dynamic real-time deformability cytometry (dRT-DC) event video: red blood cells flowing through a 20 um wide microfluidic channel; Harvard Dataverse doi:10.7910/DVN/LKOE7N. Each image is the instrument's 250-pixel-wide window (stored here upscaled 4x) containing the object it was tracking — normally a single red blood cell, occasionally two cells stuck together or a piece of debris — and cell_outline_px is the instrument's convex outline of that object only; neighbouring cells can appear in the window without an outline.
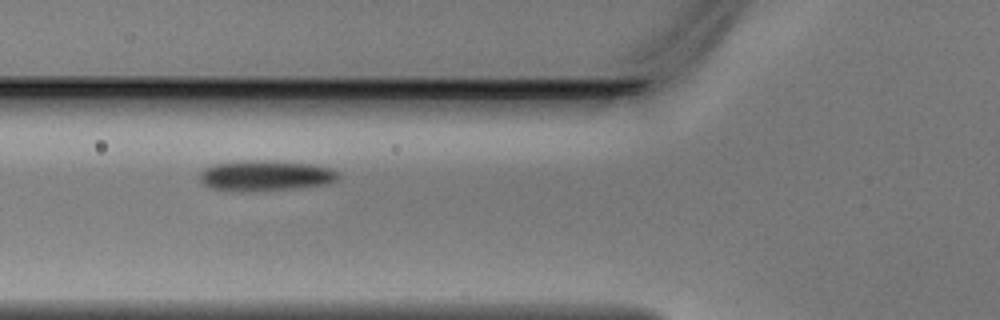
{"species": "Egyptian fruit bat (a non-hibernating species)", "species_latin": "Rousettus aegyptiacus", "temperature_condition": "warm", "stored_images_in_passage": 5, "camera_frame_rate_fps": 3000, "um_per_image_px": 0.085, "animal": {"sex": "male"}, "frame": {"image": 1, "passage_image": 3, "time_ms": 0.667, "image_size_px": [1000, 320], "cell_outline_px": [[340, 176], [336, 180], [328, 184], [300, 188], [252, 192], [240, 192], [212, 188], [204, 184], [200, 180], [200, 172], [204, 168], [212, 164], [244, 160], [264, 160], [312, 164], [328, 168], [340, 172]], "centroid_in_image_um": [22.57, 14.94], "position_along_channel_um": 103.2, "area_um2": 25.09}}
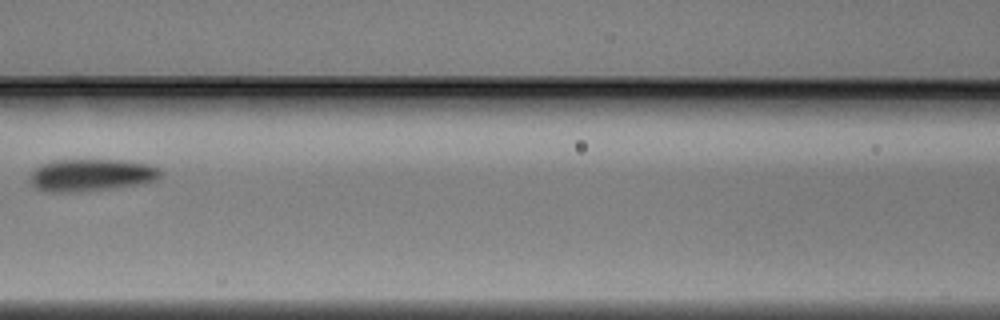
{"frame": {"image": 2, "passage_image": 4, "time_ms": 1.0, "image_size_px": [1000, 320], "cell_outline_px": [[160, 176], [152, 180], [140, 184], [72, 192], [52, 192], [36, 188], [32, 184], [32, 172], [36, 168], [44, 164], [56, 160], [120, 160], [148, 164], [160, 168]], "centroid_in_image_um": [7.76, 14.87], "position_along_channel_um": 158.8, "area_um2": 23.81}}
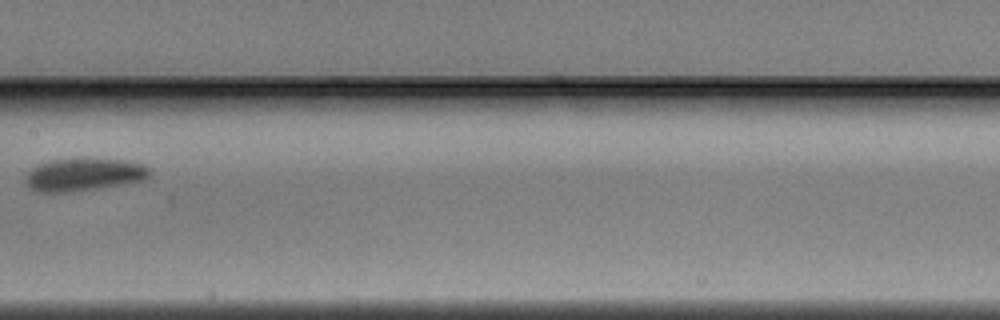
{"frame": {"image": 3, "passage_image": 5, "time_ms": 1.333, "image_size_px": [1000, 320], "cell_outline_px": [[152, 176], [148, 180], [96, 188], [64, 192], [40, 192], [28, 188], [28, 172], [36, 164], [52, 160], [128, 160], [144, 164], [152, 168]], "centroid_in_image_um": [7.23, 14.85], "position_along_channel_um": 200.2, "area_um2": 23.35}}